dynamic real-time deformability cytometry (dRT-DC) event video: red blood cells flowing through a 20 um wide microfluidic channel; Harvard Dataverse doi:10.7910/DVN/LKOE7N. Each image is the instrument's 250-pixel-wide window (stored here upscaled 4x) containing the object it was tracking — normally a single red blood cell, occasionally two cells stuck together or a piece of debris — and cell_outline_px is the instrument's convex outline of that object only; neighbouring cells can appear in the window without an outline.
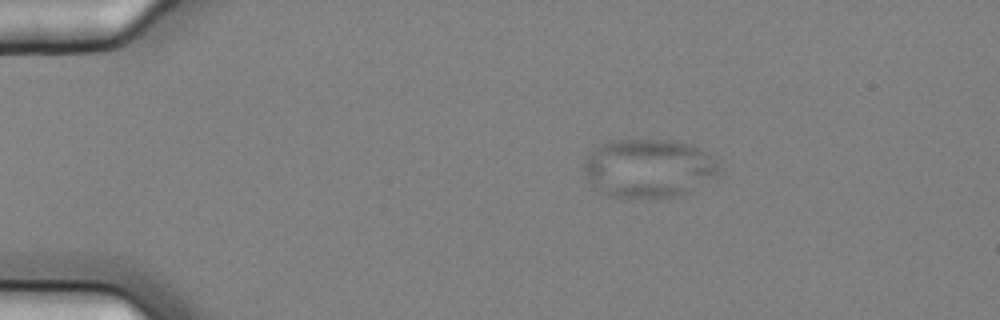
{"species": "common noctule bat (a hibernating species)", "species_latin": "Nyctalus noctula", "temperature_condition": "cold", "stored_images_in_passage": 7, "camera_frame_rate_fps": 3000, "um_per_image_px": 0.085, "animal": {"sex": "female", "body_mass_g": 25.1}, "frame": {"image": 1, "passage_image": 7, "time_ms": 2.0, "image_size_px": [1000, 320], "cell_outline_px": [[720, 168], [716, 176], [688, 192], [680, 196], [616, 196], [592, 188], [588, 180], [584, 168], [584, 164], [588, 156], [596, 148], [612, 140], [672, 140], [688, 144], [700, 148], [716, 160]], "centroid_in_image_um": [55.15, 14.28], "position_along_channel_um": 29.8, "area_um2": 45.32}}